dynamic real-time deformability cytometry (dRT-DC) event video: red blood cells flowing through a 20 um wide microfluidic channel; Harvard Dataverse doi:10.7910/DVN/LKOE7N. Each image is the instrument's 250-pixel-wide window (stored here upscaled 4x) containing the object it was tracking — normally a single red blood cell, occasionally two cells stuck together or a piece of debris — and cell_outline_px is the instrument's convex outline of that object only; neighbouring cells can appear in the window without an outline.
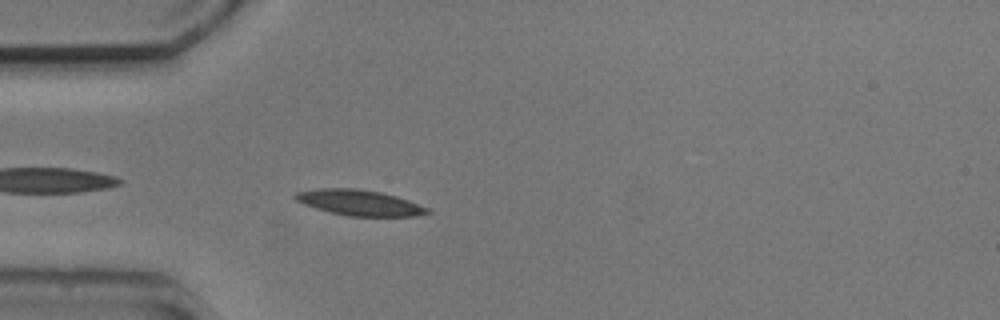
{"species": "common noctule bat (a hibernating species)", "species_latin": "Nyctalus noctula", "temperature_condition": "cold", "stored_images_in_passage": 1, "camera_frame_rate_fps": 3000, "um_per_image_px": 0.085, "animal": {"sex": "male", "body_mass_g": 20.5, "forearm_length_mm": 52.5}, "frame": {"image": 1, "passage_image": 1, "time_ms": 0.0, "image_size_px": [1000, 320], "cell_outline_px": [[432, 212], [412, 216], [348, 216], [316, 208], [304, 204], [296, 200], [292, 196], [296, 192], [320, 188], [356, 188], [380, 192], [396, 196], [432, 208]], "centroid_in_image_um": [30.58, 17.22], "position_along_channel_um": 54.4, "area_um2": 19.71}}